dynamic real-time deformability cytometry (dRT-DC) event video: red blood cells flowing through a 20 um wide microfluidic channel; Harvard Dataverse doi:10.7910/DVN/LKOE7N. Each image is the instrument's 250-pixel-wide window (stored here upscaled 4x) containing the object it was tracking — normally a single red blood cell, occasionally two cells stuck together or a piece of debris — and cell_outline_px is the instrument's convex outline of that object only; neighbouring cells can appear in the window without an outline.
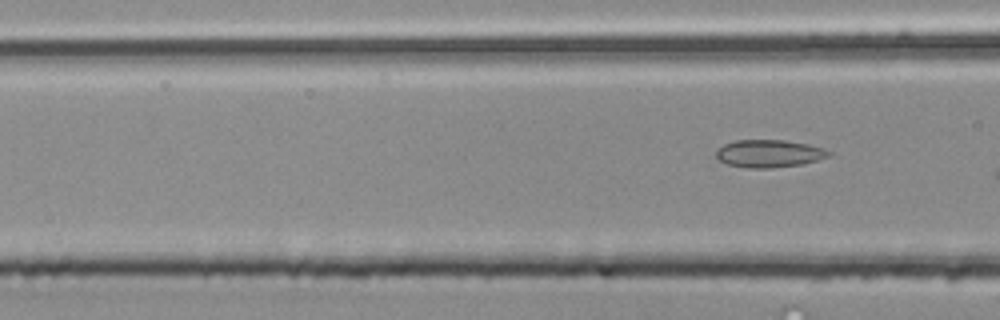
{"species": "common noctule bat (a hibernating species)", "species_latin": "Nyctalus noctula", "temperature_condition": "room temperature", "stored_images_in_passage": 5, "segment_of_instrument_passage": [2, 2], "camera_frame_rate_fps": 3000, "um_per_image_px": 0.085, "animal": {"sex": "male", "body_mass_g": 20.4}, "frame": {"image": 1, "passage_image": 5, "time_ms": 1.333, "image_size_px": [1000, 320], "cell_outline_px": [[832, 152], [828, 156], [816, 160], [800, 164], [768, 168], [748, 168], [728, 164], [716, 160], [716, 152], [724, 144], [736, 140], [784, 140], [808, 144]], "centroid_in_image_um": [65.32, 13.05], "position_along_channel_um": 101.3, "area_um2": 17.86}}